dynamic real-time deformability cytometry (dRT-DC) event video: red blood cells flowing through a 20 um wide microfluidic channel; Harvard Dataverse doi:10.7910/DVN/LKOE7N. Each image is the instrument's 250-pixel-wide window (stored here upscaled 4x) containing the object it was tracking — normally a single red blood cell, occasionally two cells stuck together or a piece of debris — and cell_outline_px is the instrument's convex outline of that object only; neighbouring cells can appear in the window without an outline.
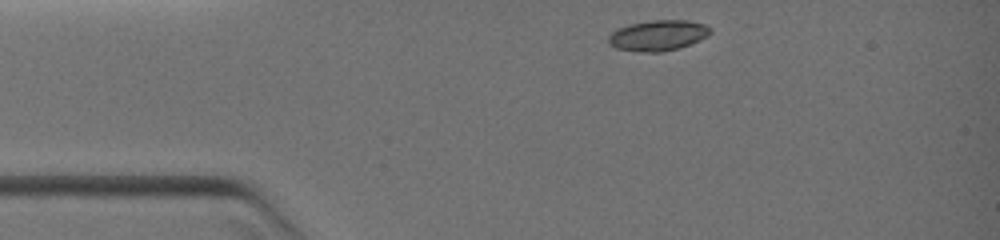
{"species": "common noctule bat (a hibernating species)", "species_latin": "Nyctalus noctula", "temperature_condition": "warm", "stored_images_in_passage": 30, "camera_frame_rate_fps": 3000, "um_per_image_px": 0.085, "animal": {"sex": "female", "body_mass_g": 19.0, "forearm_length_mm": 51.5}, "frame": {"image": 1, "passage_image": 1, "time_ms": 0.0, "image_size_px": [1000, 240], "cell_outline_px": [[712, 32], [708, 36], [700, 40], [680, 48], [664, 52], [640, 52], [616, 48], [608, 40], [608, 36], [612, 32], [620, 28], [632, 24], [652, 20], [688, 20], [704, 24], [712, 28]], "centroid_in_image_um": [55.99, 3.02], "position_along_channel_um": 29.0, "area_um2": 18.15}}
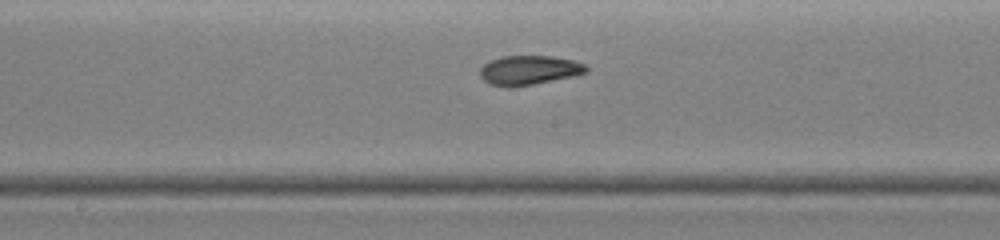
{"frame": {"image": 2, "passage_image": 15, "time_ms": 4.667, "image_size_px": [1000, 240], "cell_outline_px": [[588, 72], [572, 76], [532, 84], [508, 88], [492, 84], [484, 80], [480, 76], [480, 68], [488, 60], [500, 56], [552, 56], [576, 60], [584, 64], [588, 68]], "centroid_in_image_um": [44.95, 5.95], "position_along_channel_um": 203.2, "area_um2": 18.21}}
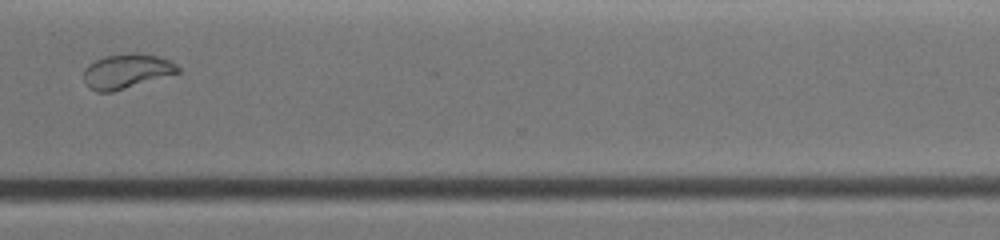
{"frame": {"image": 3, "passage_image": 29, "time_ms": 8.0, "image_size_px": [1000, 240], "cell_outline_px": [[180, 72], [112, 92], [96, 92], [88, 88], [84, 80], [84, 68], [88, 64], [104, 56], [132, 52], [136, 52], [156, 56], [172, 60], [180, 68]], "centroid_in_image_um": [10.74, 6.04], "position_along_channel_um": 359.9, "area_um2": 19.07}}